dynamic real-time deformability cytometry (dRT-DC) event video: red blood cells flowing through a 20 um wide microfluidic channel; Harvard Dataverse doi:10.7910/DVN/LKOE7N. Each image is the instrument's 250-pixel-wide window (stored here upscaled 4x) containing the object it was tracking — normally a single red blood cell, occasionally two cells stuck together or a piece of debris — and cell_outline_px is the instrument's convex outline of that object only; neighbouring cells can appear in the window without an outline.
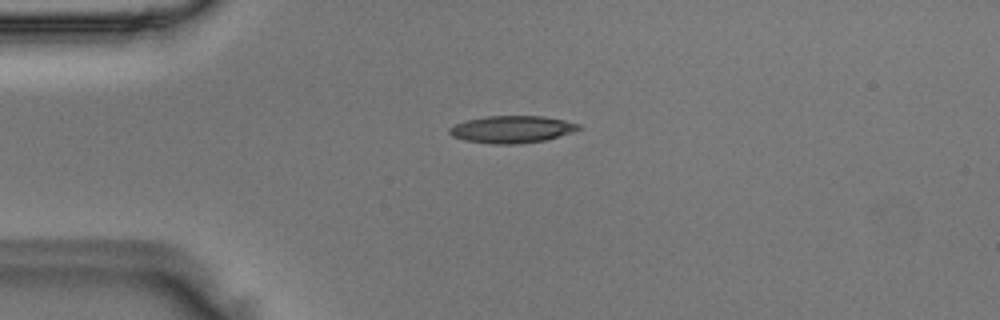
{"species": "Egyptian fruit bat (a non-hibernating species)", "species_latin": "Rousettus aegyptiacus", "temperature_condition": "room temperature", "stored_images_in_passage": 32, "camera_frame_rate_fps": 3000, "um_per_image_px": 0.085, "animal": {"sex": "male"}, "frame": {"image": 1, "passage_image": 1, "time_ms": 0.0, "image_size_px": [1000, 320], "cell_outline_px": [[580, 128], [572, 132], [544, 140], [520, 144], [492, 144], [464, 140], [452, 136], [448, 132], [448, 128], [456, 124], [468, 120], [488, 116], [544, 116], [564, 120], [580, 124]], "centroid_in_image_um": [43.49, 10.99], "position_along_channel_um": 41.5, "area_um2": 20.35}}
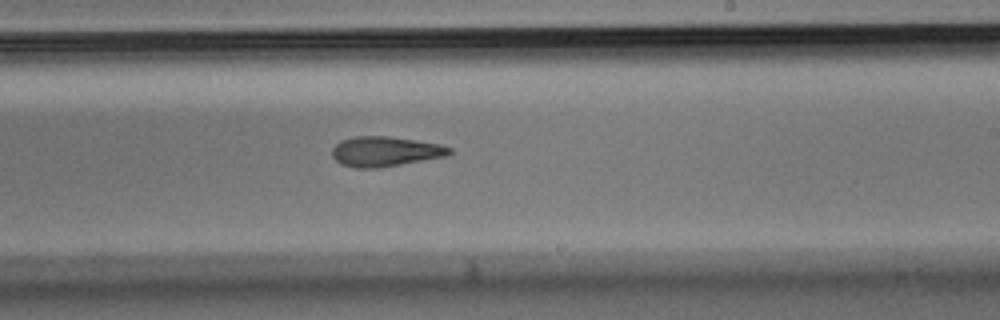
{"frame": {"image": 2, "passage_image": 19, "time_ms": 6.0, "image_size_px": [1000, 320], "cell_outline_px": [[452, 152], [448, 156], [376, 168], [356, 168], [340, 164], [332, 156], [332, 148], [340, 140], [352, 136], [388, 136], [440, 144], [452, 148]], "centroid_in_image_um": [32.72, 12.87], "position_along_channel_um": 256.3, "area_um2": 20.52}}
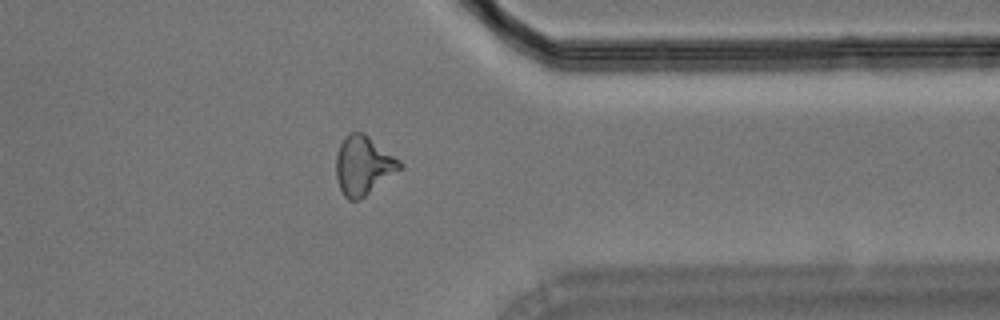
{"frame": {"image": 3, "passage_image": 29, "time_ms": 9.333, "image_size_px": [1000, 320], "cell_outline_px": [[404, 168], [360, 200], [348, 200], [344, 196], [340, 188], [336, 176], [336, 156], [340, 144], [344, 136], [348, 132], [364, 132], [400, 160], [404, 164]], "centroid_in_image_um": [30.91, 14.06], "position_along_channel_um": 380.5, "area_um2": 22.2}}